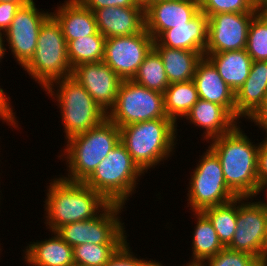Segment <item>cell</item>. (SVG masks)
Masks as SVG:
<instances>
[{
	"label": "cell",
	"instance_id": "74e56055",
	"mask_svg": "<svg viewBox=\"0 0 267 266\" xmlns=\"http://www.w3.org/2000/svg\"><path fill=\"white\" fill-rule=\"evenodd\" d=\"M18 2H0V31L4 32L9 28L14 15L21 8Z\"/></svg>",
	"mask_w": 267,
	"mask_h": 266
},
{
	"label": "cell",
	"instance_id": "7bdbcfd3",
	"mask_svg": "<svg viewBox=\"0 0 267 266\" xmlns=\"http://www.w3.org/2000/svg\"><path fill=\"white\" fill-rule=\"evenodd\" d=\"M32 0H0V2H18L20 3L22 6L30 3Z\"/></svg>",
	"mask_w": 267,
	"mask_h": 266
},
{
	"label": "cell",
	"instance_id": "2e32d148",
	"mask_svg": "<svg viewBox=\"0 0 267 266\" xmlns=\"http://www.w3.org/2000/svg\"><path fill=\"white\" fill-rule=\"evenodd\" d=\"M199 11V0L151 1L144 6L145 29L156 40L165 30L188 24Z\"/></svg>",
	"mask_w": 267,
	"mask_h": 266
},
{
	"label": "cell",
	"instance_id": "ba28073f",
	"mask_svg": "<svg viewBox=\"0 0 267 266\" xmlns=\"http://www.w3.org/2000/svg\"><path fill=\"white\" fill-rule=\"evenodd\" d=\"M207 148L190 173L186 199L191 212L223 205L237 198L225 183L218 156L209 146Z\"/></svg>",
	"mask_w": 267,
	"mask_h": 266
},
{
	"label": "cell",
	"instance_id": "7402d4cb",
	"mask_svg": "<svg viewBox=\"0 0 267 266\" xmlns=\"http://www.w3.org/2000/svg\"><path fill=\"white\" fill-rule=\"evenodd\" d=\"M56 8L52 10L54 12L51 11V15L59 23L67 43L98 32L94 12L78 0H65Z\"/></svg>",
	"mask_w": 267,
	"mask_h": 266
},
{
	"label": "cell",
	"instance_id": "277c9868",
	"mask_svg": "<svg viewBox=\"0 0 267 266\" xmlns=\"http://www.w3.org/2000/svg\"><path fill=\"white\" fill-rule=\"evenodd\" d=\"M58 158L65 160L67 175H60L72 182H84L99 163L120 142V128L108 118L87 132L65 141ZM68 176V177H67Z\"/></svg>",
	"mask_w": 267,
	"mask_h": 266
},
{
	"label": "cell",
	"instance_id": "4fadbf2b",
	"mask_svg": "<svg viewBox=\"0 0 267 266\" xmlns=\"http://www.w3.org/2000/svg\"><path fill=\"white\" fill-rule=\"evenodd\" d=\"M51 12L36 8L35 1L21 6L5 31L6 46L15 61L24 67L35 53L40 27Z\"/></svg>",
	"mask_w": 267,
	"mask_h": 266
},
{
	"label": "cell",
	"instance_id": "d6a6232c",
	"mask_svg": "<svg viewBox=\"0 0 267 266\" xmlns=\"http://www.w3.org/2000/svg\"><path fill=\"white\" fill-rule=\"evenodd\" d=\"M200 11L207 17L218 13H258L254 0H199Z\"/></svg>",
	"mask_w": 267,
	"mask_h": 266
},
{
	"label": "cell",
	"instance_id": "7c38bea8",
	"mask_svg": "<svg viewBox=\"0 0 267 266\" xmlns=\"http://www.w3.org/2000/svg\"><path fill=\"white\" fill-rule=\"evenodd\" d=\"M154 41L145 28L137 34L106 38L102 61L122 80H132Z\"/></svg>",
	"mask_w": 267,
	"mask_h": 266
},
{
	"label": "cell",
	"instance_id": "52a82bcc",
	"mask_svg": "<svg viewBox=\"0 0 267 266\" xmlns=\"http://www.w3.org/2000/svg\"><path fill=\"white\" fill-rule=\"evenodd\" d=\"M23 70L43 91L52 82L72 74L66 39L52 15L41 25L35 53Z\"/></svg>",
	"mask_w": 267,
	"mask_h": 266
},
{
	"label": "cell",
	"instance_id": "d4e9b609",
	"mask_svg": "<svg viewBox=\"0 0 267 266\" xmlns=\"http://www.w3.org/2000/svg\"><path fill=\"white\" fill-rule=\"evenodd\" d=\"M193 214L196 225L192 232V257H190L188 264H202L225 247L220 242L208 217L202 211H194Z\"/></svg>",
	"mask_w": 267,
	"mask_h": 266
},
{
	"label": "cell",
	"instance_id": "9a60e30c",
	"mask_svg": "<svg viewBox=\"0 0 267 266\" xmlns=\"http://www.w3.org/2000/svg\"><path fill=\"white\" fill-rule=\"evenodd\" d=\"M76 79L106 113L114 106L122 79L103 61L83 63L72 69Z\"/></svg>",
	"mask_w": 267,
	"mask_h": 266
},
{
	"label": "cell",
	"instance_id": "1f68e13d",
	"mask_svg": "<svg viewBox=\"0 0 267 266\" xmlns=\"http://www.w3.org/2000/svg\"><path fill=\"white\" fill-rule=\"evenodd\" d=\"M123 244L85 243L73 247L74 264L81 266H105Z\"/></svg>",
	"mask_w": 267,
	"mask_h": 266
},
{
	"label": "cell",
	"instance_id": "e575fe53",
	"mask_svg": "<svg viewBox=\"0 0 267 266\" xmlns=\"http://www.w3.org/2000/svg\"><path fill=\"white\" fill-rule=\"evenodd\" d=\"M133 247L130 248V243L125 242L116 253L110 258L105 266H156L157 260L149 258H140L133 253ZM137 256V257H136Z\"/></svg>",
	"mask_w": 267,
	"mask_h": 266
},
{
	"label": "cell",
	"instance_id": "ac0fdd59",
	"mask_svg": "<svg viewBox=\"0 0 267 266\" xmlns=\"http://www.w3.org/2000/svg\"><path fill=\"white\" fill-rule=\"evenodd\" d=\"M208 34V17L199 11L188 24L176 25L165 30L155 41L153 47L184 49L205 54Z\"/></svg>",
	"mask_w": 267,
	"mask_h": 266
},
{
	"label": "cell",
	"instance_id": "b9f144b4",
	"mask_svg": "<svg viewBox=\"0 0 267 266\" xmlns=\"http://www.w3.org/2000/svg\"><path fill=\"white\" fill-rule=\"evenodd\" d=\"M6 41H5V34L4 32L0 31V63L2 62L1 60L4 58V55H6V51L8 50L6 46Z\"/></svg>",
	"mask_w": 267,
	"mask_h": 266
},
{
	"label": "cell",
	"instance_id": "7a4b0ae2",
	"mask_svg": "<svg viewBox=\"0 0 267 266\" xmlns=\"http://www.w3.org/2000/svg\"><path fill=\"white\" fill-rule=\"evenodd\" d=\"M240 125L207 143L219 158L228 188L237 197L250 198L258 182L259 142H252Z\"/></svg>",
	"mask_w": 267,
	"mask_h": 266
},
{
	"label": "cell",
	"instance_id": "f35d334b",
	"mask_svg": "<svg viewBox=\"0 0 267 266\" xmlns=\"http://www.w3.org/2000/svg\"><path fill=\"white\" fill-rule=\"evenodd\" d=\"M264 138L261 139L263 141L259 143L258 148V181H267V137Z\"/></svg>",
	"mask_w": 267,
	"mask_h": 266
},
{
	"label": "cell",
	"instance_id": "8992f818",
	"mask_svg": "<svg viewBox=\"0 0 267 266\" xmlns=\"http://www.w3.org/2000/svg\"><path fill=\"white\" fill-rule=\"evenodd\" d=\"M45 93L57 103L66 140L87 132L107 118V113L71 75L52 82Z\"/></svg>",
	"mask_w": 267,
	"mask_h": 266
},
{
	"label": "cell",
	"instance_id": "8fae6325",
	"mask_svg": "<svg viewBox=\"0 0 267 266\" xmlns=\"http://www.w3.org/2000/svg\"><path fill=\"white\" fill-rule=\"evenodd\" d=\"M236 223L233 239L226 248L254 256L267 266V213L251 197H237Z\"/></svg>",
	"mask_w": 267,
	"mask_h": 266
},
{
	"label": "cell",
	"instance_id": "30bf717a",
	"mask_svg": "<svg viewBox=\"0 0 267 266\" xmlns=\"http://www.w3.org/2000/svg\"><path fill=\"white\" fill-rule=\"evenodd\" d=\"M125 208L126 206L110 203L96 217L63 225L56 233L71 247L85 243L124 244L129 241L120 216Z\"/></svg>",
	"mask_w": 267,
	"mask_h": 266
},
{
	"label": "cell",
	"instance_id": "83f0119b",
	"mask_svg": "<svg viewBox=\"0 0 267 266\" xmlns=\"http://www.w3.org/2000/svg\"><path fill=\"white\" fill-rule=\"evenodd\" d=\"M105 37L96 34L71 40L67 43V55L71 68L83 63L101 62L104 57Z\"/></svg>",
	"mask_w": 267,
	"mask_h": 266
},
{
	"label": "cell",
	"instance_id": "484cf974",
	"mask_svg": "<svg viewBox=\"0 0 267 266\" xmlns=\"http://www.w3.org/2000/svg\"><path fill=\"white\" fill-rule=\"evenodd\" d=\"M160 55L169 84L193 80L199 52L168 47H153Z\"/></svg>",
	"mask_w": 267,
	"mask_h": 266
},
{
	"label": "cell",
	"instance_id": "d590c367",
	"mask_svg": "<svg viewBox=\"0 0 267 266\" xmlns=\"http://www.w3.org/2000/svg\"><path fill=\"white\" fill-rule=\"evenodd\" d=\"M8 94L4 89L2 88V85L0 87V120L4 123H6L8 126H12V128H18L19 129V122L17 121L16 113L13 110V106L11 105L12 102H10L11 98L7 96Z\"/></svg>",
	"mask_w": 267,
	"mask_h": 266
},
{
	"label": "cell",
	"instance_id": "603a6c76",
	"mask_svg": "<svg viewBox=\"0 0 267 266\" xmlns=\"http://www.w3.org/2000/svg\"><path fill=\"white\" fill-rule=\"evenodd\" d=\"M51 237L30 242L25 247L22 259L29 266H72L73 247L68 245L56 231ZM53 235V236H52Z\"/></svg>",
	"mask_w": 267,
	"mask_h": 266
},
{
	"label": "cell",
	"instance_id": "8d00e7d4",
	"mask_svg": "<svg viewBox=\"0 0 267 266\" xmlns=\"http://www.w3.org/2000/svg\"><path fill=\"white\" fill-rule=\"evenodd\" d=\"M84 7L94 11L105 7H134L144 6L137 0H78Z\"/></svg>",
	"mask_w": 267,
	"mask_h": 266
},
{
	"label": "cell",
	"instance_id": "f6af8a7d",
	"mask_svg": "<svg viewBox=\"0 0 267 266\" xmlns=\"http://www.w3.org/2000/svg\"><path fill=\"white\" fill-rule=\"evenodd\" d=\"M260 8L265 14H267V0L262 4Z\"/></svg>",
	"mask_w": 267,
	"mask_h": 266
},
{
	"label": "cell",
	"instance_id": "ffe728a7",
	"mask_svg": "<svg viewBox=\"0 0 267 266\" xmlns=\"http://www.w3.org/2000/svg\"><path fill=\"white\" fill-rule=\"evenodd\" d=\"M193 81L199 99L224 106L235 117V93L206 56L198 61Z\"/></svg>",
	"mask_w": 267,
	"mask_h": 266
},
{
	"label": "cell",
	"instance_id": "bcb514c9",
	"mask_svg": "<svg viewBox=\"0 0 267 266\" xmlns=\"http://www.w3.org/2000/svg\"><path fill=\"white\" fill-rule=\"evenodd\" d=\"M137 1H138V3H140V4L145 6L147 3H149V2H151L153 0H137Z\"/></svg>",
	"mask_w": 267,
	"mask_h": 266
},
{
	"label": "cell",
	"instance_id": "ab89813d",
	"mask_svg": "<svg viewBox=\"0 0 267 266\" xmlns=\"http://www.w3.org/2000/svg\"><path fill=\"white\" fill-rule=\"evenodd\" d=\"M261 129L267 137V95L264 98L263 104L256 110V112L247 120ZM265 130V131H264Z\"/></svg>",
	"mask_w": 267,
	"mask_h": 266
},
{
	"label": "cell",
	"instance_id": "9c48e42d",
	"mask_svg": "<svg viewBox=\"0 0 267 266\" xmlns=\"http://www.w3.org/2000/svg\"><path fill=\"white\" fill-rule=\"evenodd\" d=\"M107 118L119 128L136 122L169 119L164 109V94L133 80H122Z\"/></svg>",
	"mask_w": 267,
	"mask_h": 266
},
{
	"label": "cell",
	"instance_id": "3957f363",
	"mask_svg": "<svg viewBox=\"0 0 267 266\" xmlns=\"http://www.w3.org/2000/svg\"><path fill=\"white\" fill-rule=\"evenodd\" d=\"M177 128L171 119L136 122L120 127V141L138 167L148 173L172 158L178 144Z\"/></svg>",
	"mask_w": 267,
	"mask_h": 266
},
{
	"label": "cell",
	"instance_id": "d6986e66",
	"mask_svg": "<svg viewBox=\"0 0 267 266\" xmlns=\"http://www.w3.org/2000/svg\"><path fill=\"white\" fill-rule=\"evenodd\" d=\"M184 119L197 129L199 127V130L205 129L201 135L204 142L229 133L241 123L224 106L202 99L197 101Z\"/></svg>",
	"mask_w": 267,
	"mask_h": 266
},
{
	"label": "cell",
	"instance_id": "4316f807",
	"mask_svg": "<svg viewBox=\"0 0 267 266\" xmlns=\"http://www.w3.org/2000/svg\"><path fill=\"white\" fill-rule=\"evenodd\" d=\"M164 109L166 115L176 125L177 121L189 113L199 100L196 85L193 80L171 83L164 91Z\"/></svg>",
	"mask_w": 267,
	"mask_h": 266
},
{
	"label": "cell",
	"instance_id": "7dc6e473",
	"mask_svg": "<svg viewBox=\"0 0 267 266\" xmlns=\"http://www.w3.org/2000/svg\"><path fill=\"white\" fill-rule=\"evenodd\" d=\"M266 0H254V2L258 5V6H262V4L265 2Z\"/></svg>",
	"mask_w": 267,
	"mask_h": 266
},
{
	"label": "cell",
	"instance_id": "5bb4252c",
	"mask_svg": "<svg viewBox=\"0 0 267 266\" xmlns=\"http://www.w3.org/2000/svg\"><path fill=\"white\" fill-rule=\"evenodd\" d=\"M257 13H218L208 17L205 53L246 48L249 25Z\"/></svg>",
	"mask_w": 267,
	"mask_h": 266
},
{
	"label": "cell",
	"instance_id": "44dd1931",
	"mask_svg": "<svg viewBox=\"0 0 267 266\" xmlns=\"http://www.w3.org/2000/svg\"><path fill=\"white\" fill-rule=\"evenodd\" d=\"M267 95V61H253L249 76L235 93V118L249 119Z\"/></svg>",
	"mask_w": 267,
	"mask_h": 266
},
{
	"label": "cell",
	"instance_id": "cb8c5ba5",
	"mask_svg": "<svg viewBox=\"0 0 267 266\" xmlns=\"http://www.w3.org/2000/svg\"><path fill=\"white\" fill-rule=\"evenodd\" d=\"M216 67L224 82L236 93L249 76L252 58L245 49L224 51L219 53H205Z\"/></svg>",
	"mask_w": 267,
	"mask_h": 266
},
{
	"label": "cell",
	"instance_id": "f546056e",
	"mask_svg": "<svg viewBox=\"0 0 267 266\" xmlns=\"http://www.w3.org/2000/svg\"><path fill=\"white\" fill-rule=\"evenodd\" d=\"M148 89L164 93L169 86L165 68L159 53L152 48L132 79Z\"/></svg>",
	"mask_w": 267,
	"mask_h": 266
},
{
	"label": "cell",
	"instance_id": "6da1fadb",
	"mask_svg": "<svg viewBox=\"0 0 267 266\" xmlns=\"http://www.w3.org/2000/svg\"><path fill=\"white\" fill-rule=\"evenodd\" d=\"M43 201L46 229L56 231L63 225L84 221L99 215L110 203L83 182H72L61 176L49 180Z\"/></svg>",
	"mask_w": 267,
	"mask_h": 266
},
{
	"label": "cell",
	"instance_id": "4dcf8cb0",
	"mask_svg": "<svg viewBox=\"0 0 267 266\" xmlns=\"http://www.w3.org/2000/svg\"><path fill=\"white\" fill-rule=\"evenodd\" d=\"M245 50L253 61H267V14L262 10L249 25Z\"/></svg>",
	"mask_w": 267,
	"mask_h": 266
},
{
	"label": "cell",
	"instance_id": "ee69618b",
	"mask_svg": "<svg viewBox=\"0 0 267 266\" xmlns=\"http://www.w3.org/2000/svg\"><path fill=\"white\" fill-rule=\"evenodd\" d=\"M156 266H164V265L158 261ZM182 266H202V265L201 264H188V263H186V265L183 264Z\"/></svg>",
	"mask_w": 267,
	"mask_h": 266
},
{
	"label": "cell",
	"instance_id": "f1b7e54d",
	"mask_svg": "<svg viewBox=\"0 0 267 266\" xmlns=\"http://www.w3.org/2000/svg\"><path fill=\"white\" fill-rule=\"evenodd\" d=\"M213 224L222 245L226 248L232 241L237 223V198L202 211Z\"/></svg>",
	"mask_w": 267,
	"mask_h": 266
},
{
	"label": "cell",
	"instance_id": "60d3db41",
	"mask_svg": "<svg viewBox=\"0 0 267 266\" xmlns=\"http://www.w3.org/2000/svg\"><path fill=\"white\" fill-rule=\"evenodd\" d=\"M266 191L265 195L267 196V181H258L257 182V187L252 195V199L258 197L257 195H260V193ZM266 201V202H265ZM258 205L262 207V209L267 213V198L262 201V200H256L255 201Z\"/></svg>",
	"mask_w": 267,
	"mask_h": 266
},
{
	"label": "cell",
	"instance_id": "5b68a950",
	"mask_svg": "<svg viewBox=\"0 0 267 266\" xmlns=\"http://www.w3.org/2000/svg\"><path fill=\"white\" fill-rule=\"evenodd\" d=\"M143 176L145 173L120 141L83 183L101 194L109 203L125 206L136 193L135 189Z\"/></svg>",
	"mask_w": 267,
	"mask_h": 266
},
{
	"label": "cell",
	"instance_id": "e0dca14e",
	"mask_svg": "<svg viewBox=\"0 0 267 266\" xmlns=\"http://www.w3.org/2000/svg\"><path fill=\"white\" fill-rule=\"evenodd\" d=\"M93 12L105 38L137 34L145 28L144 6L105 7Z\"/></svg>",
	"mask_w": 267,
	"mask_h": 266
},
{
	"label": "cell",
	"instance_id": "836d02e7",
	"mask_svg": "<svg viewBox=\"0 0 267 266\" xmlns=\"http://www.w3.org/2000/svg\"><path fill=\"white\" fill-rule=\"evenodd\" d=\"M202 266H263L254 256L246 253L222 249L214 257L206 259Z\"/></svg>",
	"mask_w": 267,
	"mask_h": 266
}]
</instances>
